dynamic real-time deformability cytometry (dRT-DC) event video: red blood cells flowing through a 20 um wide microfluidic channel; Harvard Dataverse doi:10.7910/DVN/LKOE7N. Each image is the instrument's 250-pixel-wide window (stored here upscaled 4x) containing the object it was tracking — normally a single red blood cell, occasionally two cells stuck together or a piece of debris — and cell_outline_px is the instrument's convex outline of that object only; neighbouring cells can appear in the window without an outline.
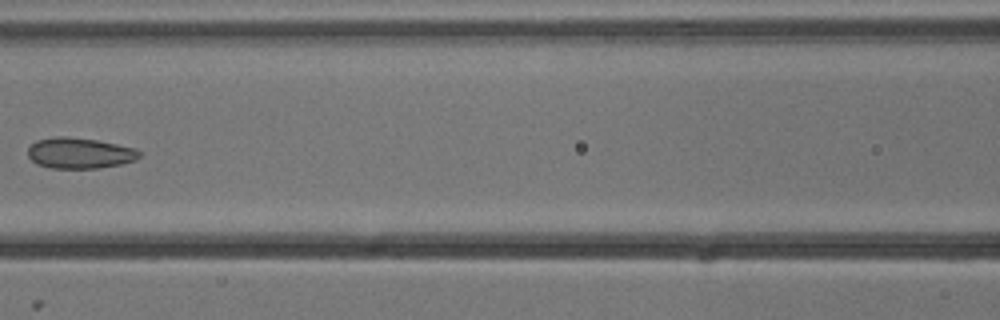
{"species": "common noctule bat (a hibernating species)", "species_latin": "Nyctalus noctula", "temperature_condition": "cold", "stored_images_in_passage": 7, "camera_frame_rate_fps": 3000, "um_per_image_px": 0.085, "animal": {"sex": "male", "body_mass_g": 13.3}, "frame": {"image": 1, "passage_image": 6, "time_ms": 1.667, "image_size_px": [1000, 320], "cell_outline_px": [[140, 156], [136, 160], [120, 164], [96, 168], [48, 168], [36, 164], [28, 156], [28, 148], [36, 140], [56, 136], [68, 136], [96, 140], [136, 148], [140, 152]], "centroid_in_image_um": [6.75, 13.01], "position_along_channel_um": 159.9, "area_um2": 20.06}}
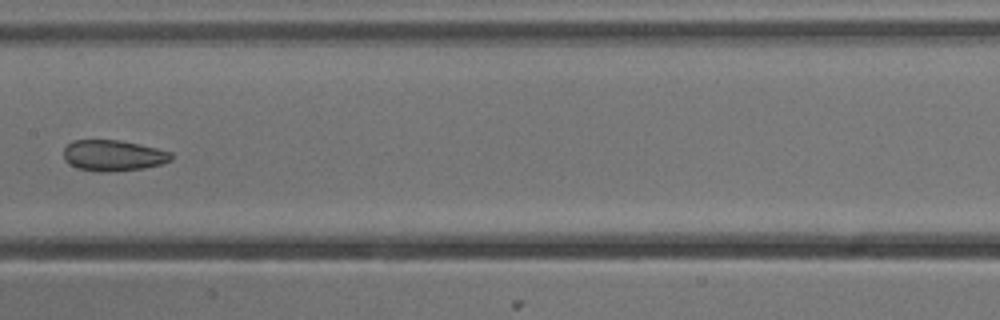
{"frame": {"image": 2, "passage_image": 7, "time_ms": 2.0, "image_size_px": [1000, 320], "cell_outline_px": [[172, 160], [160, 164], [144, 168], [100, 172], [96, 172], [76, 168], [64, 160], [64, 148], [72, 140], [120, 140], [140, 144], [172, 152]], "centroid_in_image_um": [9.61, 13.21], "position_along_channel_um": 197.8, "area_um2": 19.42}}